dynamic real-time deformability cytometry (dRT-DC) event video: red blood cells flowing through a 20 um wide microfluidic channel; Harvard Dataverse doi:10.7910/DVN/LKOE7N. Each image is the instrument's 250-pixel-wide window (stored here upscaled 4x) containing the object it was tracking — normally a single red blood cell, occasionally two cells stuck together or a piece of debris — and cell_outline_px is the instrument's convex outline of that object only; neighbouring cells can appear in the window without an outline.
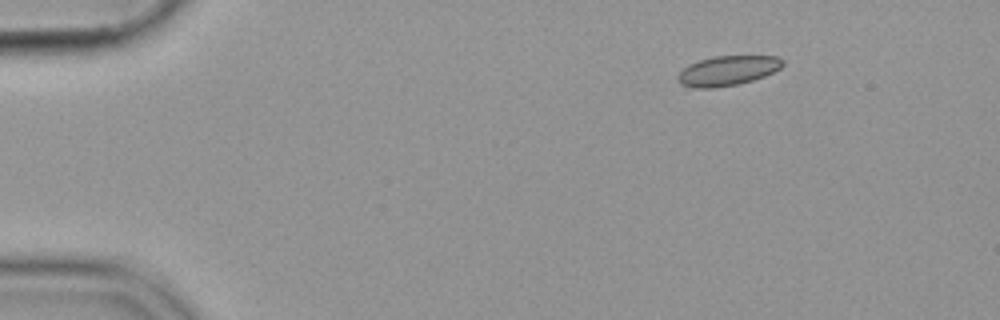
{"species": "common noctule bat (a hibernating species)", "species_latin": "Nyctalus noctula", "temperature_condition": "cold", "stored_images_in_passage": 11, "camera_frame_rate_fps": 3000, "um_per_image_px": 0.085, "animal": {"sex": "female", "body_mass_g": 19.9}, "frame": {"image": 1, "passage_image": 1, "time_ms": 0.0, "image_size_px": [1000, 320], "cell_outline_px": [[784, 64], [780, 68], [764, 76], [752, 80], [736, 84], [716, 88], [688, 88], [680, 84], [676, 80], [676, 76], [688, 64], [712, 56], [776, 56], [784, 60]], "centroid_in_image_um": [61.79, 6.01], "position_along_channel_um": 23.2, "area_um2": 18.32}}
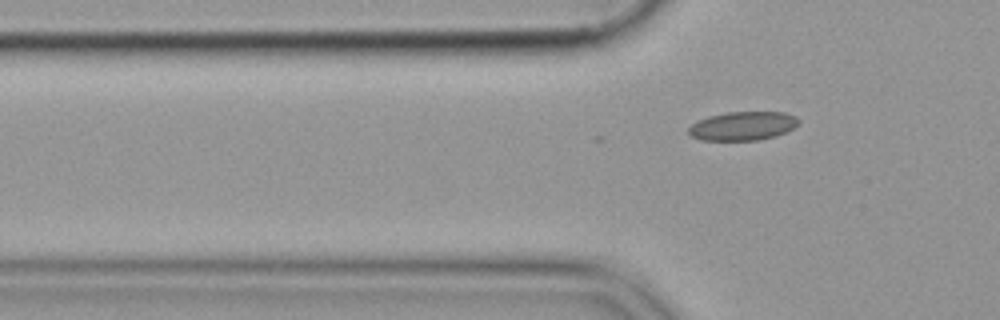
{"frame": {"image": 2, "passage_image": 11, "time_ms": 3.333, "image_size_px": [1000, 320], "cell_outline_px": [[800, 120], [792, 128], [776, 136], [756, 140], [700, 140], [692, 136], [688, 132], [688, 128], [696, 120], [708, 116], [728, 112], [784, 112], [796, 116]], "centroid_in_image_um": [63.1, 10.7], "position_along_channel_um": 62.7, "area_um2": 18.38}}